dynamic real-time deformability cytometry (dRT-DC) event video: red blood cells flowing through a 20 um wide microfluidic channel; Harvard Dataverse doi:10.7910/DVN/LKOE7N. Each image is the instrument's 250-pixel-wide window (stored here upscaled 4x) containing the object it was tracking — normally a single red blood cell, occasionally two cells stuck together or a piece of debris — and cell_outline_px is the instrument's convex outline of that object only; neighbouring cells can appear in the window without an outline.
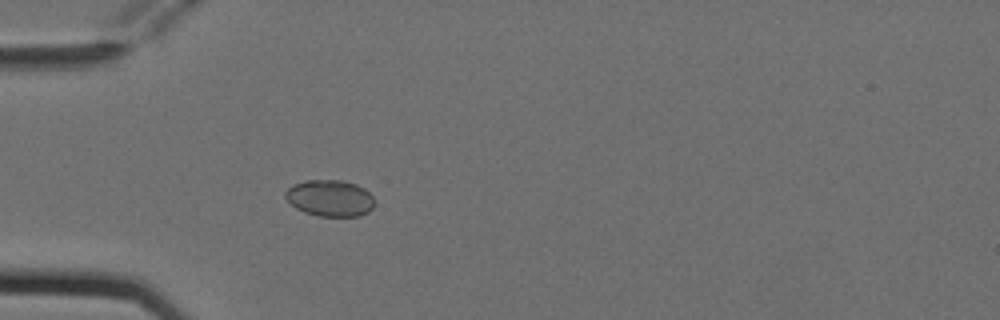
{"species": "Egyptian fruit bat (a non-hibernating species)", "species_latin": "Rousettus aegyptiacus", "temperature_condition": "cold", "stored_images_in_passage": 4, "camera_frame_rate_fps": 3000, "um_per_image_px": 0.085, "animal": {"sex": "female"}, "frame": {"image": 1, "passage_image": 4, "time_ms": 1.0, "image_size_px": [1000, 320], "cell_outline_px": [[372, 208], [368, 212], [360, 216], [316, 216], [304, 212], [296, 208], [284, 196], [284, 192], [292, 184], [304, 180], [344, 180], [356, 184], [364, 188], [372, 196]], "centroid_in_image_um": [28.01, 16.83], "position_along_channel_um": 57.0, "area_um2": 19.02}}